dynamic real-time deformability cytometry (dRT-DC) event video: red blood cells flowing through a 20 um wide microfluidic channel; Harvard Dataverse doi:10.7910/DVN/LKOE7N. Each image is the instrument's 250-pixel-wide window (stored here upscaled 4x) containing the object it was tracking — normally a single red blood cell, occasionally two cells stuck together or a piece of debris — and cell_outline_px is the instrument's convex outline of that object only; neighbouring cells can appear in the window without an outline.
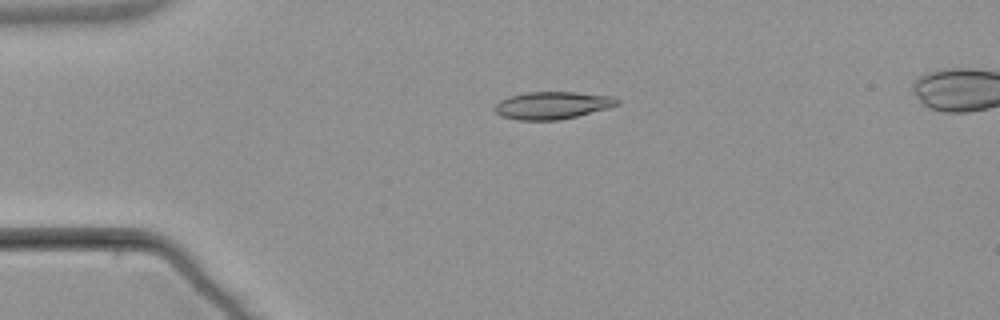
{"species": "common noctule bat (a hibernating species)", "species_latin": "Nyctalus noctula", "temperature_condition": "warm", "stored_images_in_passage": 5, "segment_of_instrument_passage": [1, 2], "camera_frame_rate_fps": 3000, "um_per_image_px": 0.085, "animal": {"sex": "male", "body_mass_g": 21.5, "forearm_length_mm": 52.0}, "frame": {"image": 1, "passage_image": 4, "time_ms": 4.0, "image_size_px": [1000, 320], "cell_outline_px": [[620, 104], [608, 108], [560, 120], [516, 120], [500, 116], [492, 108], [500, 100], [508, 96], [528, 92], [576, 92], [616, 96], [620, 100]], "centroid_in_image_um": [46.95, 8.95], "position_along_channel_um": 38.0, "area_um2": 19.83}}